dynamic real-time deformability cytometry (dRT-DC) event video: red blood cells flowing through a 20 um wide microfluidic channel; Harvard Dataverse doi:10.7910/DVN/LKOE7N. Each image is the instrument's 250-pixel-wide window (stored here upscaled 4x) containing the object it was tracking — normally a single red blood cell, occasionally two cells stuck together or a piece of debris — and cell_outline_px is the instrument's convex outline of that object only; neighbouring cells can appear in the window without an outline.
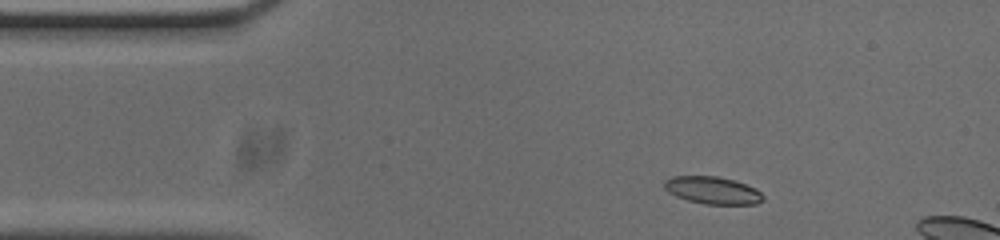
{"species": "common noctule bat (a hibernating species)", "species_latin": "Nyctalus noctula", "temperature_condition": "cold", "stored_images_in_passage": 9, "camera_frame_rate_fps": 3000, "um_per_image_px": 0.085, "animal": {"sex": "male", "body_mass_g": 20.0, "forearm_length_mm": 53.3}, "frame": {"image": 1, "passage_image": 3, "time_ms": 0.667, "image_size_px": [1000, 240], "cell_outline_px": [[764, 200], [756, 204], [704, 204], [688, 200], [676, 196], [668, 192], [664, 188], [664, 180], [672, 176], [716, 176], [736, 180], [756, 188], [764, 196]], "centroid_in_image_um": [60.58, 16.17], "position_along_channel_um": 24.4, "area_um2": 15.9}}